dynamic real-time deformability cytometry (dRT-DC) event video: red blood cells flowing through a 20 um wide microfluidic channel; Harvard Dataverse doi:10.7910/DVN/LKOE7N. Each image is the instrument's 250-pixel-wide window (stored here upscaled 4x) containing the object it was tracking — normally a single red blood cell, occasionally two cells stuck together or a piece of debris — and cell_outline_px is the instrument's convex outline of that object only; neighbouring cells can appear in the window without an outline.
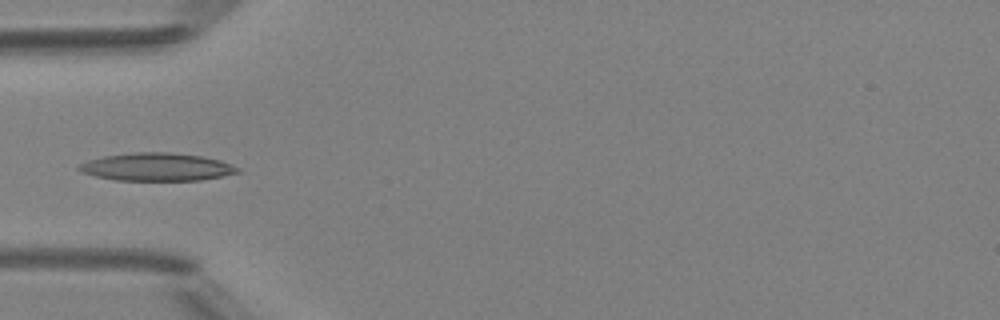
{"species": "Egyptian fruit bat (a non-hibernating species)", "species_latin": "Rousettus aegyptiacus", "temperature_condition": "room temperature", "stored_images_in_passage": 5, "camera_frame_rate_fps": 3000, "um_per_image_px": 0.085, "animal": {"sex": "female"}, "frame": {"image": 1, "passage_image": 4, "time_ms": 4.333, "image_size_px": [1000, 320], "cell_outline_px": [[240, 172], [224, 176], [200, 180], [116, 180], [96, 176], [84, 172], [76, 168], [80, 164], [88, 160], [104, 156], [136, 152], [168, 152], [200, 156], [220, 160], [232, 164], [240, 168]], "centroid_in_image_um": [13.37, 14.19], "position_along_channel_um": 71.6, "area_um2": 25.61}}
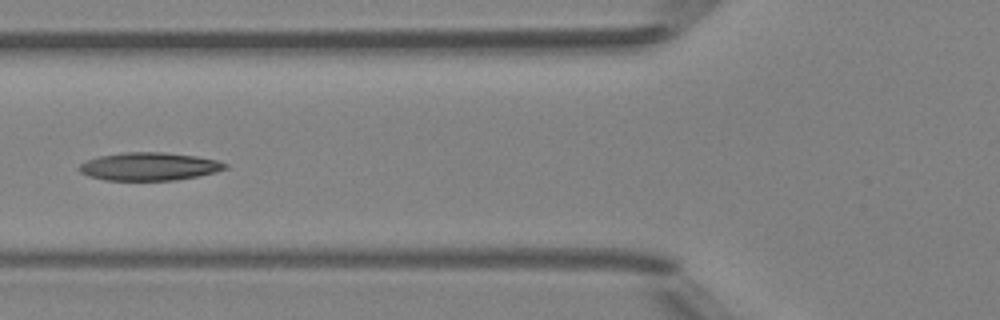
{"frame": {"image": 2, "passage_image": 5, "time_ms": 5.333, "image_size_px": [1000, 320], "cell_outline_px": [[228, 168], [216, 172], [176, 180], [104, 180], [88, 176], [80, 172], [76, 168], [80, 164], [88, 160], [100, 156], [124, 152], [164, 152], [196, 156], [216, 160], [228, 164]], "centroid_in_image_um": [12.67, 14.15], "position_along_channel_um": 113.1, "area_um2": 23.81}}